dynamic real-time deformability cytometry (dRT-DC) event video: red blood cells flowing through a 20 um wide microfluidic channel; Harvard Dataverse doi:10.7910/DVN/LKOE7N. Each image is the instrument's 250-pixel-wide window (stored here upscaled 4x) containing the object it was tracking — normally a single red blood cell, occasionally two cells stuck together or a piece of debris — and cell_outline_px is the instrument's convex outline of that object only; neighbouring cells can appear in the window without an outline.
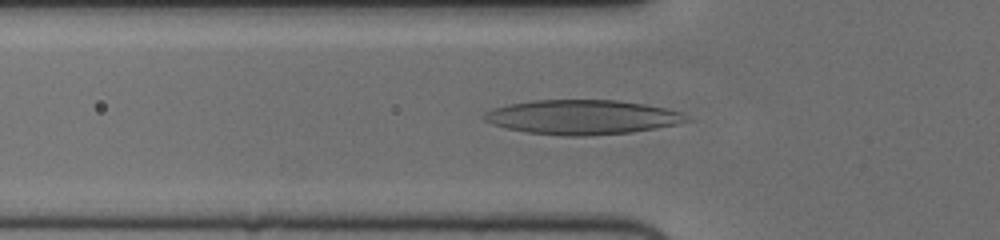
{"species": "human", "species_latin": "Homo sapiens", "temperature_condition": "cold", "stored_images_in_passage": 56, "camera_frame_rate_fps": 3000, "um_per_image_px": 0.085, "donor": {"sex": "female"}, "frame": {"image": 1, "passage_image": 19, "time_ms": 6.0, "image_size_px": [1000, 240], "cell_outline_px": [[692, 120], [676, 124], [656, 128], [632, 132], [584, 136], [564, 136], [528, 132], [504, 128], [484, 120], [480, 116], [484, 112], [492, 108], [508, 104], [532, 100], [620, 100], [644, 104], [664, 108], [680, 112]], "centroid_in_image_um": [49.44, 9.95], "position_along_channel_um": 76.4, "area_um2": 40.75}}
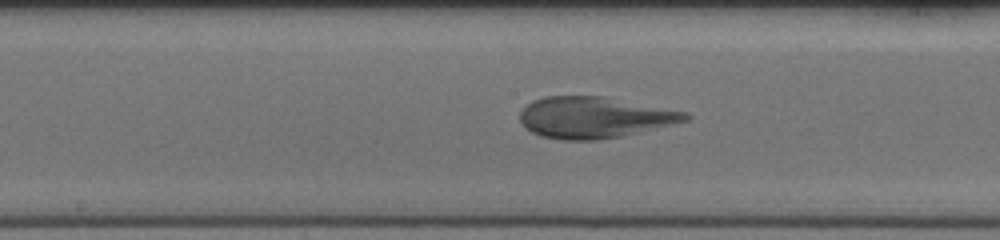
{"frame": {"image": 2, "passage_image": 29, "time_ms": 9.333, "image_size_px": [1000, 240], "cell_outline_px": [[692, 116], [688, 120], [620, 136], [600, 140], [564, 140], [540, 136], [532, 132], [520, 120], [520, 112], [532, 100], [544, 96], [604, 96], [688, 112]], "centroid_in_image_um": [50.51, 9.97], "position_along_channel_um": 197.7, "area_um2": 39.54}}
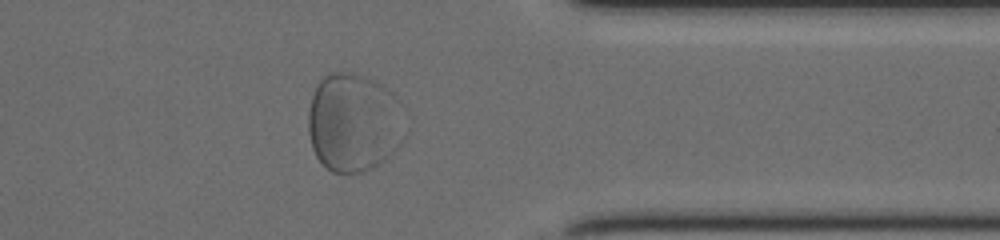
{"frame": {"image": 3, "passage_image": 45, "time_ms": 14.667, "image_size_px": [1000, 240], "cell_outline_px": [[408, 132], [400, 144], [384, 160], [372, 168], [360, 172], [332, 172], [316, 156], [312, 148], [308, 132], [308, 112], [312, 96], [320, 80], [328, 72], [352, 72], [364, 76], [380, 84], [392, 92], [396, 96]], "centroid_in_image_um": [30.08, 10.41], "position_along_channel_um": 381.3, "area_um2": 55.83}}